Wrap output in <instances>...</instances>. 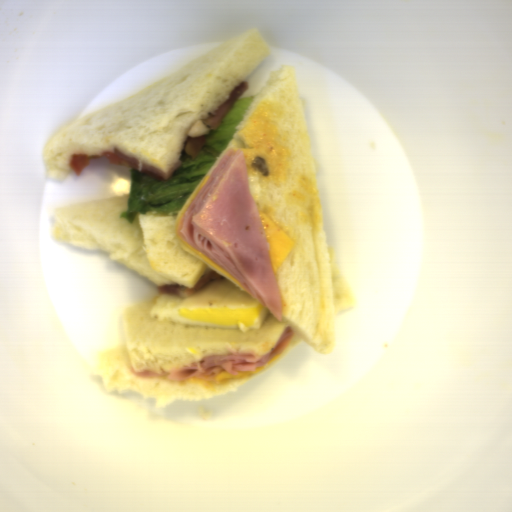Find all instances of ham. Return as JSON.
Instances as JSON below:
<instances>
[{
  "mask_svg": "<svg viewBox=\"0 0 512 512\" xmlns=\"http://www.w3.org/2000/svg\"><path fill=\"white\" fill-rule=\"evenodd\" d=\"M178 236L240 283L277 321L282 296L250 195L244 155L227 149L179 219Z\"/></svg>",
  "mask_w": 512,
  "mask_h": 512,
  "instance_id": "1",
  "label": "ham"
},
{
  "mask_svg": "<svg viewBox=\"0 0 512 512\" xmlns=\"http://www.w3.org/2000/svg\"><path fill=\"white\" fill-rule=\"evenodd\" d=\"M294 329L289 325L284 327L281 336L273 349L267 355H259L252 351L229 350V353L211 354L202 360L193 362L191 366H181L179 368L157 373L150 370L144 372L136 371L131 368L135 376L143 377H167V380L184 381L193 377H198L202 381H216V375L221 371H226L231 375L238 376V372L255 371L258 367L266 364L279 354L285 351L295 336Z\"/></svg>",
  "mask_w": 512,
  "mask_h": 512,
  "instance_id": "2",
  "label": "ham"
},
{
  "mask_svg": "<svg viewBox=\"0 0 512 512\" xmlns=\"http://www.w3.org/2000/svg\"><path fill=\"white\" fill-rule=\"evenodd\" d=\"M113 151L116 156H118L121 160L127 162L131 166H133L139 172H144V173H146L154 178H157L159 180H162V181L170 179L171 176L173 175L174 171L176 169H178L180 167V165L182 164V160H177L171 168H169L167 170H161V169L154 167L150 164H144L139 159L127 156L117 149H113Z\"/></svg>",
  "mask_w": 512,
  "mask_h": 512,
  "instance_id": "3",
  "label": "ham"
}]
</instances>
